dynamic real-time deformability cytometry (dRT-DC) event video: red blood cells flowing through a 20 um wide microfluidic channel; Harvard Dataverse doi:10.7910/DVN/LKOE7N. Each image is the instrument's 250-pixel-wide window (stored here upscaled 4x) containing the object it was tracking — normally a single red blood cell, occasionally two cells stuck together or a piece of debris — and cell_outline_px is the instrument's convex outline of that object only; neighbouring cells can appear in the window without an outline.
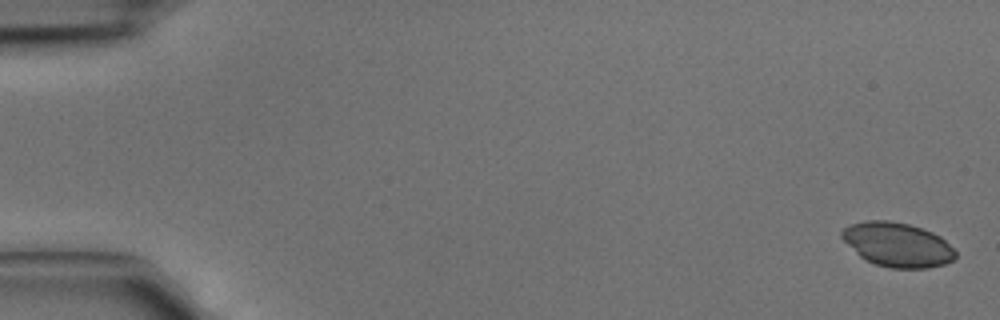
{"species": "common noctule bat (a hibernating species)", "species_latin": "Nyctalus noctula", "temperature_condition": "cold", "stored_images_in_passage": 5, "segment_of_instrument_passage": [1, 2], "camera_frame_rate_fps": 3000, "um_per_image_px": 0.085, "animal": {"sex": "male", "body_mass_g": 15.6}, "frame": {"image": 1, "passage_image": 1, "time_ms": 0.0, "image_size_px": [1000, 320], "cell_outline_px": [[956, 256], [952, 260], [944, 264], [928, 268], [888, 268], [864, 260], [840, 236], [840, 232], [848, 224], [864, 220], [888, 220], [908, 224], [932, 232], [940, 236], [956, 252]], "centroid_in_image_um": [76.25, 20.79], "position_along_channel_um": 8.8, "area_um2": 29.25}}
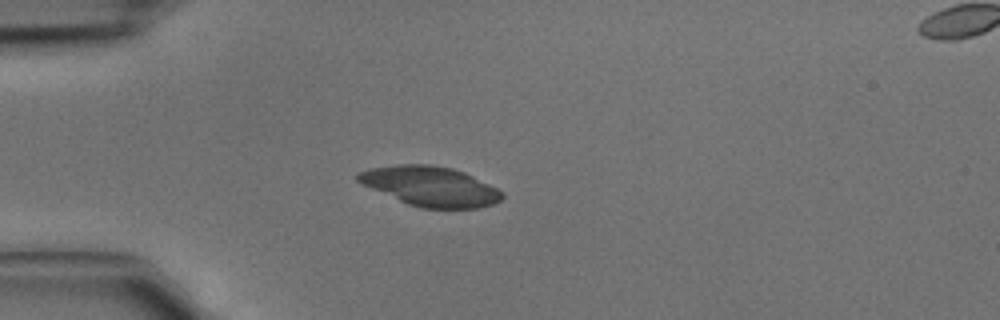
{"frame": {"image": 2, "passage_image": 4, "time_ms": 1.0, "image_size_px": [1000, 320], "cell_outline_px": [[504, 196], [500, 200], [492, 204], [476, 208], [420, 208], [408, 204], [360, 184], [356, 180], [356, 172], [368, 168], [400, 164], [428, 164], [452, 168], [464, 172], [504, 192]], "centroid_in_image_um": [36.53, 15.82], "position_along_channel_um": 48.5, "area_um2": 33.35}}